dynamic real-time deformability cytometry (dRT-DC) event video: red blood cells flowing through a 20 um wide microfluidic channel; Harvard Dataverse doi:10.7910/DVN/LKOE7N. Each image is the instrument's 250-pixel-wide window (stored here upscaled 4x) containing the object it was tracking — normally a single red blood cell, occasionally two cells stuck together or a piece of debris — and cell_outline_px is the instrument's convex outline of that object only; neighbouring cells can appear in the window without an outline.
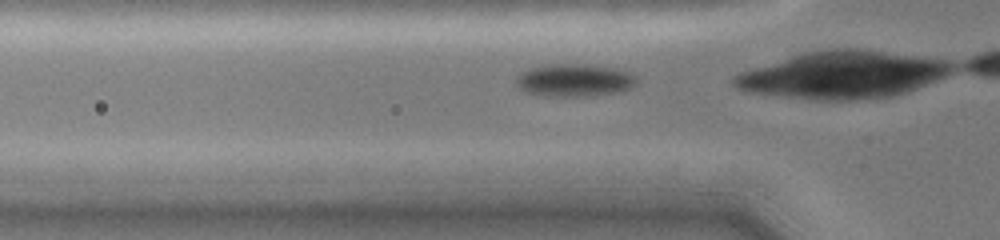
{"species": "common noctule bat (a hibernating species)", "species_latin": "Nyctalus noctula", "temperature_condition": "cold", "stored_images_in_passage": 9, "camera_frame_rate_fps": 3000, "um_per_image_px": 0.085, "animal": {"sex": "female", "body_mass_g": 19.0, "forearm_length_mm": 51.5}, "frame": {"image": 1, "passage_image": 7, "time_ms": 2.333, "image_size_px": [1000, 240], "cell_outline_px": [[636, 84], [632, 88], [620, 92], [592, 96], [544, 96], [524, 92], [516, 84], [516, 76], [520, 72], [528, 68], [556, 64], [584, 64], [620, 68], [636, 76]], "centroid_in_image_um": [48.84, 6.82], "position_along_channel_um": 77.0, "area_um2": 23.29}}